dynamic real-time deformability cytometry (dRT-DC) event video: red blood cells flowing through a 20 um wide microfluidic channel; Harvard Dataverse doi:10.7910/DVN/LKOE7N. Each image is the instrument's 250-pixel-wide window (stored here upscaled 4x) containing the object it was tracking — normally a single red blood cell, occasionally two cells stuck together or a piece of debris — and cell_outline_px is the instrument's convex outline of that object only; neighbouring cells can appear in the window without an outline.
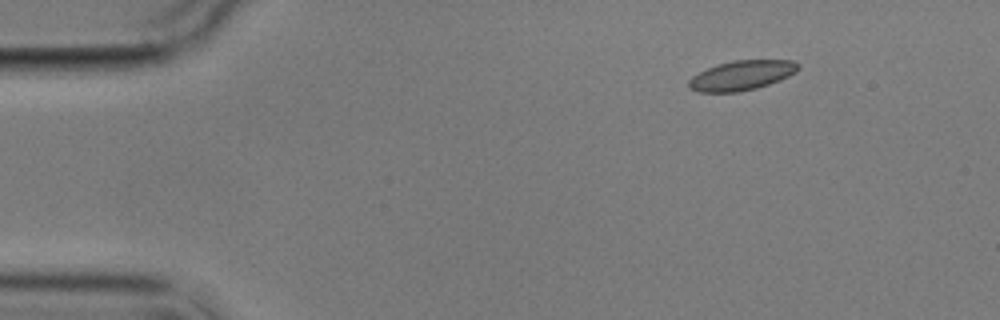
{"species": "common noctule bat (a hibernating species)", "species_latin": "Nyctalus noctula", "temperature_condition": "cold", "stored_images_in_passage": 12, "camera_frame_rate_fps": 3000, "um_per_image_px": 0.085, "animal": {"sex": "male", "body_mass_g": 17.9}, "frame": {"image": 1, "passage_image": 1, "time_ms": 0.0, "image_size_px": [1000, 320], "cell_outline_px": [[800, 68], [796, 72], [780, 80], [756, 88], [740, 92], [696, 92], [688, 88], [688, 80], [692, 76], [716, 64], [732, 60], [792, 60], [800, 64]], "centroid_in_image_um": [63.03, 6.41], "position_along_channel_um": 22.0, "area_um2": 19.07}}
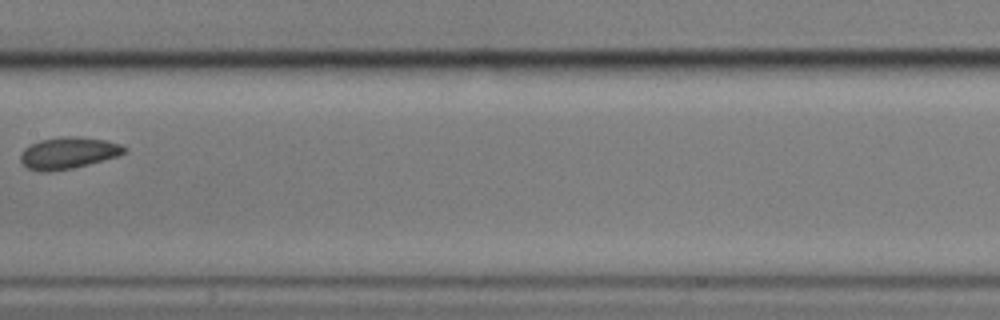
{"frame": {"image": 2, "passage_image": 6, "time_ms": 7.333, "image_size_px": [1000, 320], "cell_outline_px": [[128, 152], [120, 156], [72, 168], [48, 172], [40, 172], [28, 168], [20, 160], [20, 152], [24, 148], [40, 140], [64, 136], [80, 136], [108, 140], [120, 144], [128, 148]], "centroid_in_image_um": [5.85, 12.99], "position_along_channel_um": 201.6, "area_um2": 19.42}}
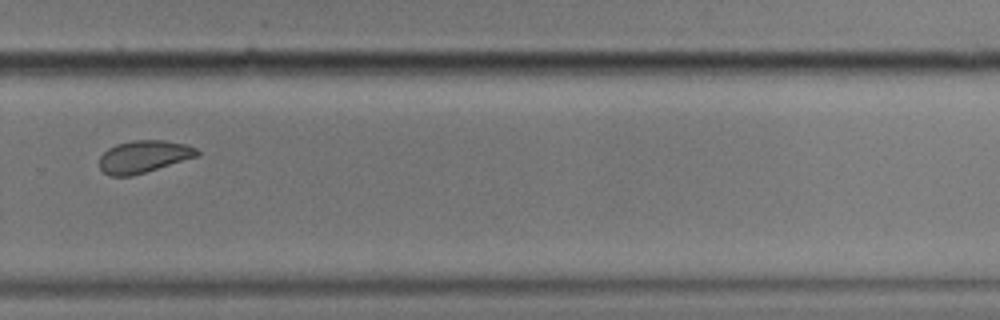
{"frame": {"image": 3, "passage_image": 9, "time_ms": 10.667, "image_size_px": [1000, 320], "cell_outline_px": [[200, 152], [196, 156], [132, 176], [108, 176], [100, 168], [100, 156], [108, 148], [116, 144], [132, 140], [164, 140], [184, 144], [196, 148]], "centroid_in_image_um": [12.17, 13.3], "position_along_channel_um": 317.6, "area_um2": 18.15}, "authors_computed_cell_mechanics": {"area_um2": 19.1607, "velocity_mm_per_s": 3.4952, "shape_relaxation_time_tau1_ms": null, "shape_relaxation_time_tau2_ms": 2.6451, "deformation_change_tau1": null, "deformation_change_tau2": 0.0729}}